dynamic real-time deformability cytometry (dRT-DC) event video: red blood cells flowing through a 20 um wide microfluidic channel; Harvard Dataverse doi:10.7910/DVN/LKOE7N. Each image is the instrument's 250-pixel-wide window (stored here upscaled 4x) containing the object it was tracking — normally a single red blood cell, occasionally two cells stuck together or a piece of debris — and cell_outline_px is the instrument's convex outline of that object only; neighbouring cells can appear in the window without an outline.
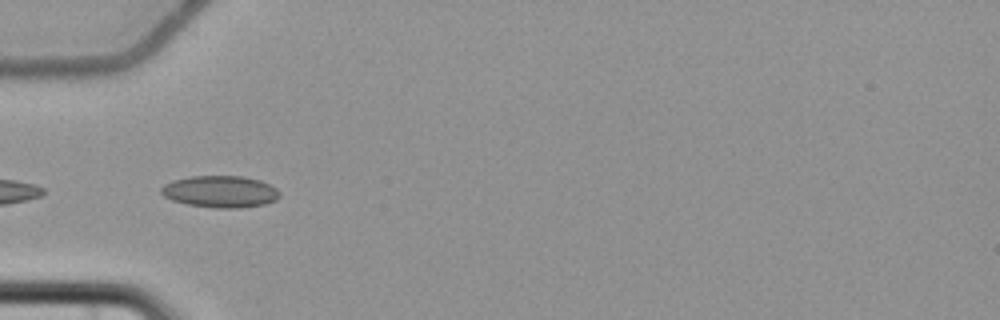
{"species": "common noctule bat (a hibernating species)", "species_latin": "Nyctalus noctula", "temperature_condition": "cold", "stored_images_in_passage": 6, "camera_frame_rate_fps": 3000, "um_per_image_px": 0.085, "animal": {"sex": "female", "body_mass_g": 22.7, "forearm_length_mm": 54.2}, "frame": {"image": 1, "passage_image": 5, "time_ms": 6.333, "image_size_px": [1000, 320], "cell_outline_px": [[280, 196], [276, 200], [264, 204], [240, 208], [216, 208], [188, 204], [172, 200], [164, 196], [160, 192], [160, 188], [164, 184], [172, 180], [192, 176], [244, 176], [260, 180], [276, 188], [280, 192]], "centroid_in_image_um": [18.72, 16.28], "position_along_channel_um": 66.3, "area_um2": 22.02}}
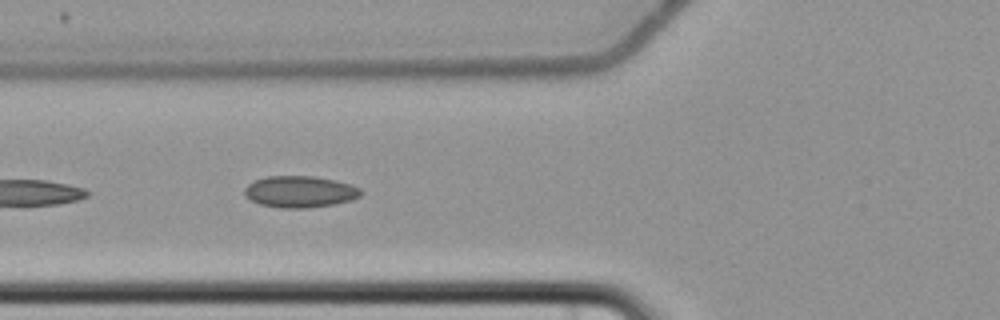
{"frame": {"image": 2, "passage_image": 6, "time_ms": 7.333, "image_size_px": [1000, 320], "cell_outline_px": [[364, 192], [360, 196], [352, 200], [332, 204], [304, 208], [280, 208], [260, 204], [244, 196], [244, 188], [248, 184], [256, 180], [268, 176], [312, 176], [336, 180], [352, 184], [360, 188]], "centroid_in_image_um": [25.51, 16.29], "position_along_channel_um": 100.3, "area_um2": 21.44}}